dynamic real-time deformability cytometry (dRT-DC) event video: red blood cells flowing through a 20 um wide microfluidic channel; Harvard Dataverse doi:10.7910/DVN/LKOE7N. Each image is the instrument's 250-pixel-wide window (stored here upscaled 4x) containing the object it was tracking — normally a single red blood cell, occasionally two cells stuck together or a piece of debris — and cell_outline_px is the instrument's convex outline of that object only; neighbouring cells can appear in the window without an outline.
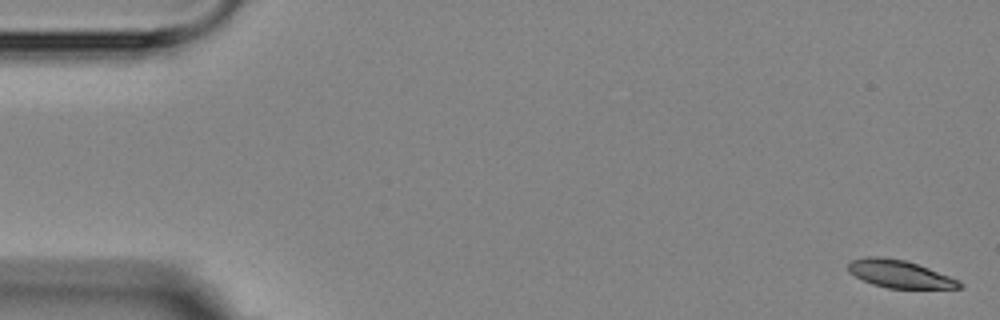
{"species": "Egyptian fruit bat (a non-hibernating species)", "species_latin": "Rousettus aegyptiacus", "temperature_condition": "room temperature", "stored_images_in_passage": 4, "camera_frame_rate_fps": 3000, "um_per_image_px": 0.085, "animal": {"sex": "female"}, "frame": {"image": 1, "passage_image": 1, "time_ms": 0.0, "image_size_px": [1000, 320], "cell_outline_px": [[964, 288], [888, 288], [872, 284], [848, 272], [848, 264], [852, 260], [864, 256], [876, 256], [904, 260], [928, 268], [960, 280], [964, 284]], "centroid_in_image_um": [76.48, 23.29], "position_along_channel_um": 8.5, "area_um2": 17.8}}